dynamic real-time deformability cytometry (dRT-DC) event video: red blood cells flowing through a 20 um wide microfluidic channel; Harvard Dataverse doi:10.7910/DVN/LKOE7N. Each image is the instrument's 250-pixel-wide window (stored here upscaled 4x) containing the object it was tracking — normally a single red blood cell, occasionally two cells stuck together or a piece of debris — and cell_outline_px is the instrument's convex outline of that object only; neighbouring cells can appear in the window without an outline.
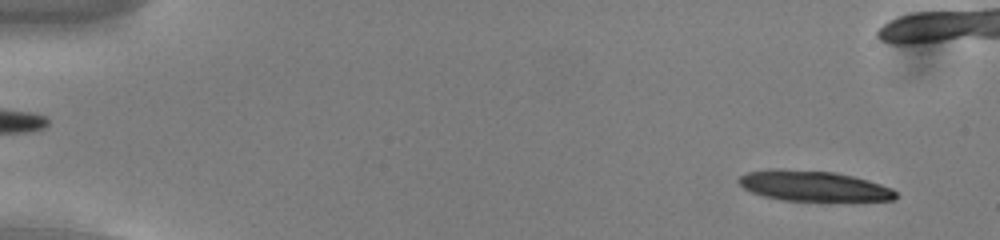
{"species": "common noctule bat (a hibernating species)", "species_latin": "Nyctalus noctula", "temperature_condition": "cold", "stored_images_in_passage": 15, "camera_frame_rate_fps": 3000, "um_per_image_px": 0.085, "animal": {"sex": "male", "body_mass_g": 13.0, "forearm_length_mm": 53.1}, "frame": {"image": 1, "passage_image": 3, "time_ms": 0.667, "image_size_px": [1000, 240], "cell_outline_px": [[896, 200], [848, 204], [780, 200], [764, 196], [752, 192], [744, 188], [736, 180], [740, 176], [748, 172], [768, 168], [784, 168], [836, 172], [868, 180], [892, 188], [896, 192]], "centroid_in_image_um": [69.23, 15.86], "position_along_channel_um": 15.8, "area_um2": 29.48}}